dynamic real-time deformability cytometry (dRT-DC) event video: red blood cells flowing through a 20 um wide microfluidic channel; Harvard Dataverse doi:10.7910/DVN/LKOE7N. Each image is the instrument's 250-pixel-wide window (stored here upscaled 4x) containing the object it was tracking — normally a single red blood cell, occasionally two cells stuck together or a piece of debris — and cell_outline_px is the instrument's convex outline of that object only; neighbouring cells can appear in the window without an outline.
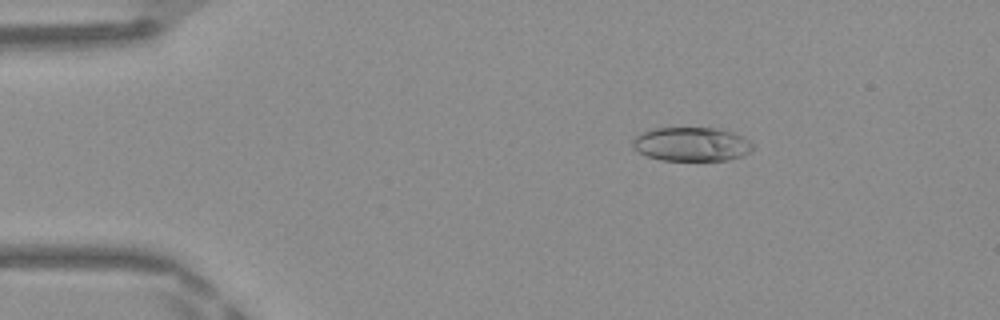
{"species": "Egyptian fruit bat (a non-hibernating species)", "species_latin": "Rousettus aegyptiacus", "temperature_condition": "warm", "stored_images_in_passage": 47, "camera_frame_rate_fps": 3000, "um_per_image_px": 0.085, "frame": {"image": 1, "passage_image": 7, "time_ms": 2.0, "image_size_px": [1000, 320], "cell_outline_px": [[756, 148], [740, 156], [728, 160], [664, 160], [648, 156], [632, 148], [632, 140], [640, 132], [652, 128], [716, 128], [732, 132], [748, 140]], "centroid_in_image_um": [58.75, 12.25], "position_along_channel_um": 26.3, "area_um2": 23.7}}
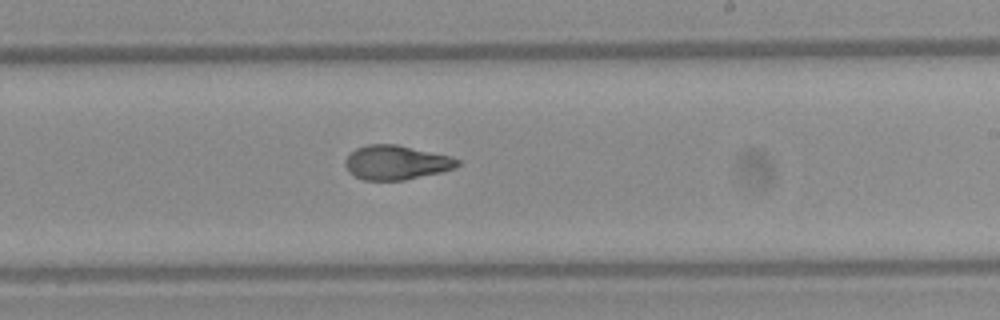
{"frame": {"image": 2, "passage_image": 28, "time_ms": 9.0, "image_size_px": [1000, 320], "cell_outline_px": [[460, 164], [456, 168], [440, 172], [404, 180], [364, 180], [348, 172], [344, 164], [344, 160], [356, 148], [368, 144], [396, 144], [452, 156], [460, 160]], "centroid_in_image_um": [33.69, 13.81], "position_along_channel_um": 255.3, "area_um2": 22.48}}
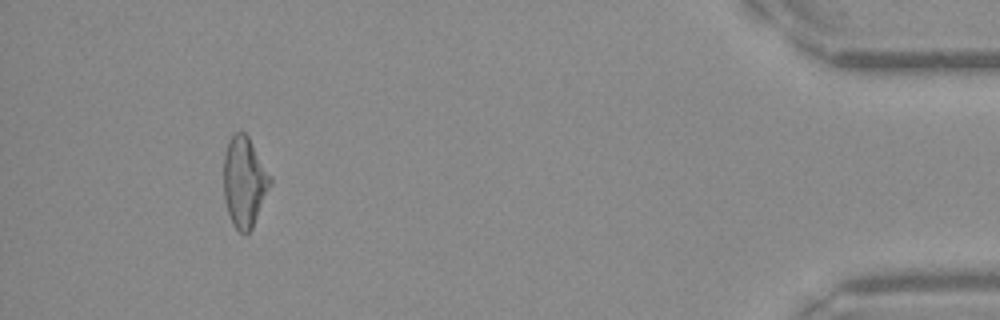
{"frame": {"image": 3, "passage_image": 44, "time_ms": 14.333, "image_size_px": [1000, 320], "cell_outline_px": [[272, 184], [252, 228], [244, 236], [232, 224], [224, 200], [224, 156], [228, 144], [232, 136], [236, 132], [244, 132], [248, 136], [272, 176]], "centroid_in_image_um": [20.79, 15.48], "position_along_channel_um": 414.4, "area_um2": 24.57}, "authors_computed_cell_mechanics": {"area_um2": 23.698, "velocity_mm_per_s": 4.1959, "shape_relaxation_time_tau1_ms": 7.1173, "shape_relaxation_time_tau2_ms": 1.1734, "deformation_change_tau1": 0.2161, "deformation_change_tau2": 0.0695}}